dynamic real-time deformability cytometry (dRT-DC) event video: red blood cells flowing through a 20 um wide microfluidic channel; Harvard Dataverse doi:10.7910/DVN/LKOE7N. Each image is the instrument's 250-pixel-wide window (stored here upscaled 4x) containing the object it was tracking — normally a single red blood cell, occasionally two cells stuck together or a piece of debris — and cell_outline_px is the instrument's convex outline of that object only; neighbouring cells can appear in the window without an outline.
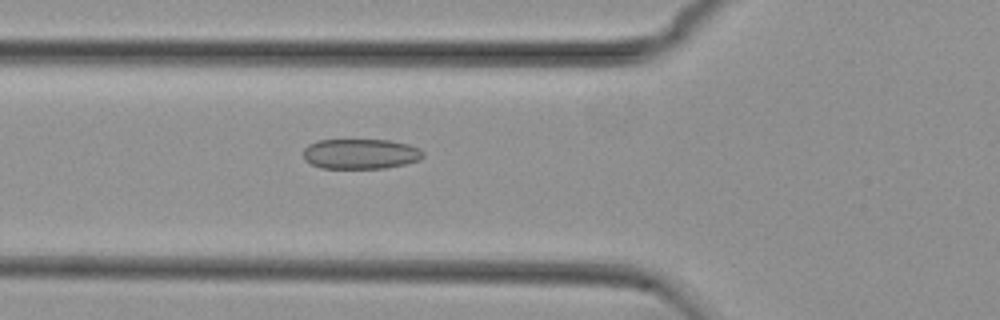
{"species": "common noctule bat (a hibernating species)", "species_latin": "Nyctalus noctula", "temperature_condition": "cold", "stored_images_in_passage": 38, "camera_frame_rate_fps": 3000, "um_per_image_px": 0.085, "animal": {"sex": "female", "body_mass_g": 29.2, "forearm_length_mm": 56.3}, "frame": {"image": 1, "passage_image": 3, "time_ms": 0.667, "image_size_px": [1000, 320], "cell_outline_px": [[424, 156], [420, 160], [404, 164], [384, 168], [320, 168], [304, 160], [304, 148], [308, 144], [316, 140], [388, 140], [408, 144], [420, 148], [424, 152]], "centroid_in_image_um": [30.65, 13.07], "position_along_channel_um": 95.2, "area_um2": 21.15}}
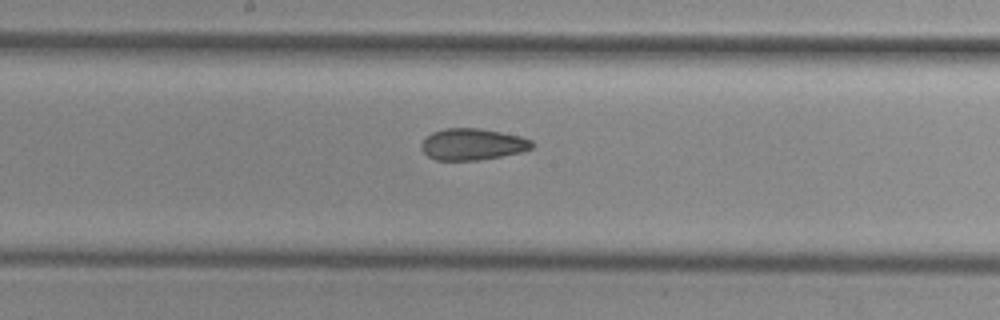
{"frame": {"image": 2, "passage_image": 12, "time_ms": 3.667, "image_size_px": [1000, 320], "cell_outline_px": [[536, 144], [532, 148], [520, 152], [500, 156], [476, 160], [436, 160], [428, 156], [420, 148], [420, 144], [432, 132], [444, 128], [480, 128], [520, 136], [532, 140]], "centroid_in_image_um": [40.16, 12.26], "position_along_channel_um": 208.0, "area_um2": 20.29}}
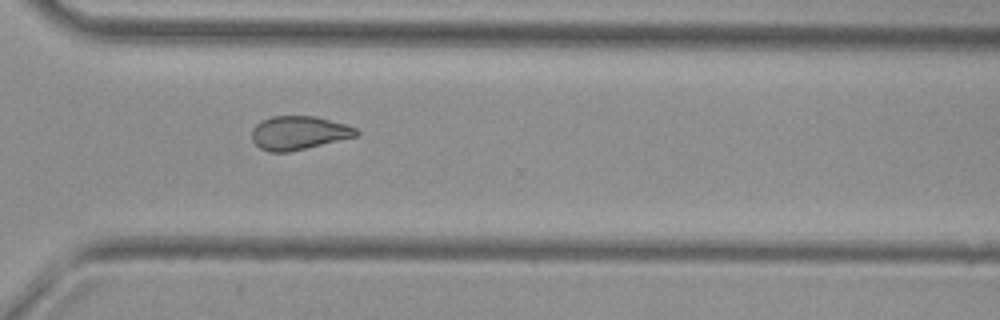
{"frame": {"image": 3, "passage_image": 23, "time_ms": 7.333, "image_size_px": [1000, 320], "cell_outline_px": [[360, 132], [356, 136], [288, 152], [268, 152], [260, 148], [252, 140], [252, 128], [260, 120], [272, 116], [316, 116], [344, 124], [356, 128]], "centroid_in_image_um": [25.35, 11.28], "position_along_channel_um": 345.3, "area_um2": 20.35}, "authors_computed_cell_mechanics": {"area_um2": 20.7791, "velocity_mm_per_s": 3.7441, "shape_relaxation_time_tau1_ms": 10.8661, "shape_relaxation_time_tau2_ms": 3.4181, "deformation_change_tau1": 0.1493, "deformation_change_tau2": 0.0925}}